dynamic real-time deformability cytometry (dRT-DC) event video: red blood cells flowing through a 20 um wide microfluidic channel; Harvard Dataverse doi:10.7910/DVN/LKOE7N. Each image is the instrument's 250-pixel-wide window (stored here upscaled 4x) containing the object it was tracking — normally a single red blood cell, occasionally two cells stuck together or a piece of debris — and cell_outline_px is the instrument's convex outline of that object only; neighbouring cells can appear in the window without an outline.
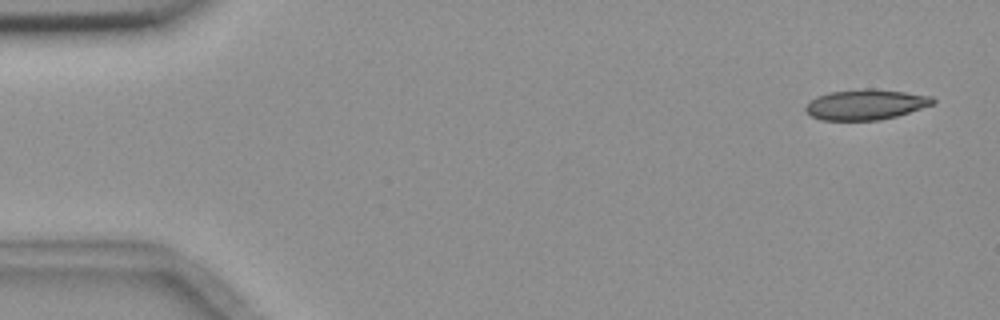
{"species": "common noctule bat (a hibernating species)", "species_latin": "Nyctalus noctula", "temperature_condition": "room temperature", "stored_images_in_passage": 12, "camera_frame_rate_fps": 3000, "um_per_image_px": 0.085, "animal": {"sex": "female", "body_mass_g": 18.4}, "frame": {"image": 1, "passage_image": 1, "time_ms": 0.0, "image_size_px": [1000, 320], "cell_outline_px": [[936, 104], [896, 116], [880, 120], [820, 120], [804, 112], [804, 108], [808, 100], [816, 96], [828, 92], [864, 88], [872, 88], [904, 92], [932, 96], [936, 100]], "centroid_in_image_um": [73.55, 8.88], "position_along_channel_um": 11.4, "area_um2": 22.89}}
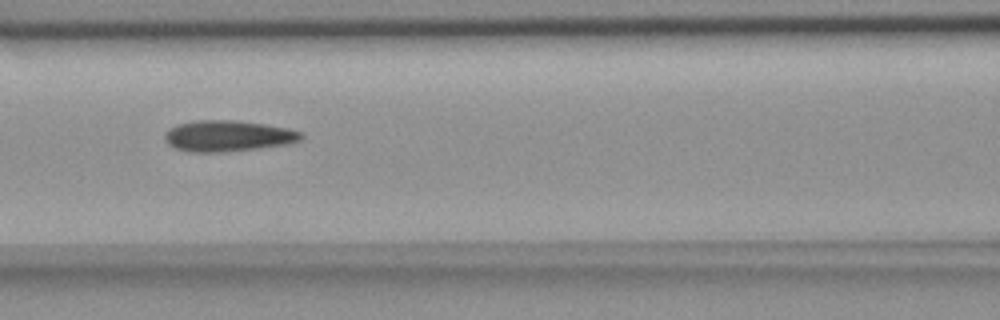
{"frame": {"image": 2, "passage_image": 6, "time_ms": 7.0, "image_size_px": [1000, 320], "cell_outline_px": [[304, 136], [300, 140], [288, 144], [224, 152], [188, 152], [176, 148], [168, 144], [164, 140], [164, 132], [168, 128], [176, 124], [196, 120], [236, 120], [264, 124], [288, 128], [300, 132]], "centroid_in_image_um": [19.32, 11.55], "position_along_channel_um": 147.3, "area_um2": 24.8}}
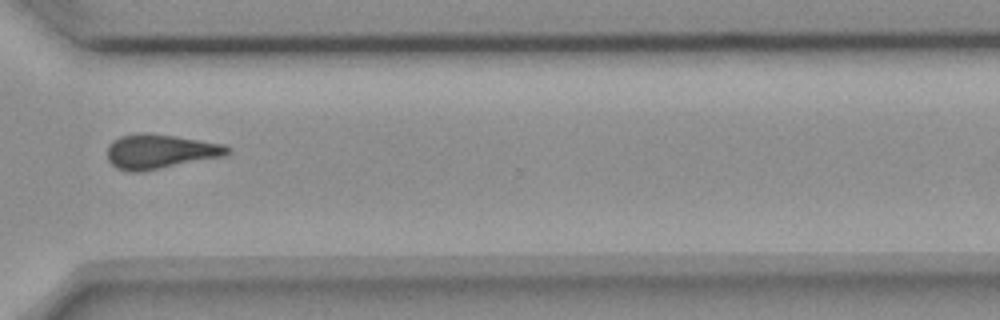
{"frame": {"image": 3, "passage_image": 11, "time_ms": 12.667, "image_size_px": [1000, 320], "cell_outline_px": [[232, 148], [224, 156], [140, 172], [128, 172], [116, 168], [108, 160], [108, 144], [112, 140], [120, 136], [140, 132], [144, 132], [176, 136], [224, 144]], "centroid_in_image_um": [13.58, 12.87], "position_along_channel_um": 357.0, "area_um2": 24.22}, "authors_computed_cell_mechanics": {"area_um2": 23.8136, "velocity_mm_per_s": 3.7182, "shape_relaxation_time_tau1_ms": null, "shape_relaxation_time_tau2_ms": 3.1957, "deformation_change_tau1": null, "deformation_change_tau2": 0.13}}